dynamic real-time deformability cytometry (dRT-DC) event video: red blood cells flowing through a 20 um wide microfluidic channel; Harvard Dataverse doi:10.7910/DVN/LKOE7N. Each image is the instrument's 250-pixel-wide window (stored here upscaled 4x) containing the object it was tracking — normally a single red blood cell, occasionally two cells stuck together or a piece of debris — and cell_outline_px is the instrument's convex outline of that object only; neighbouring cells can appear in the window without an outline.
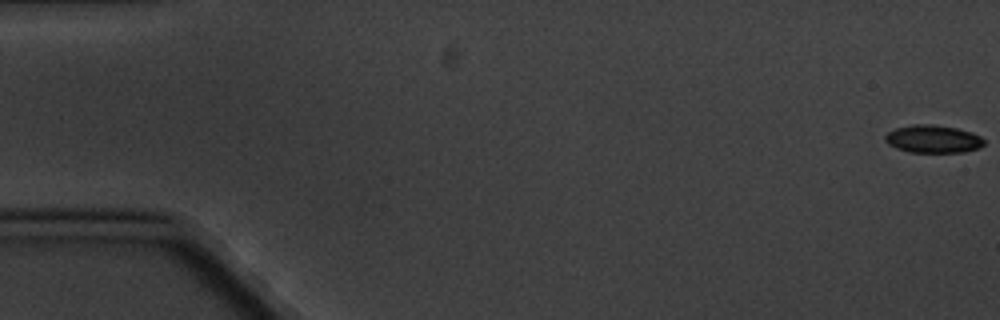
{"species": "common noctule bat (a hibernating species)", "species_latin": "Nyctalus noctula", "temperature_condition": "cold", "stored_images_in_passage": 7, "camera_frame_rate_fps": 3000, "um_per_image_px": 0.085, "animal": {"sex": "male", "body_mass_g": 20.1, "forearm_length_mm": 53.5}, "frame": {"image": 1, "passage_image": 1, "time_ms": 0.0, "image_size_px": [1000, 320], "cell_outline_px": [[984, 144], [980, 148], [964, 152], [908, 152], [896, 148], [888, 144], [884, 140], [884, 136], [888, 132], [896, 128], [912, 124], [932, 124], [956, 128], [972, 132], [980, 136], [984, 140]], "centroid_in_image_um": [79.3, 11.81], "position_along_channel_um": 5.7, "area_um2": 16.13}}
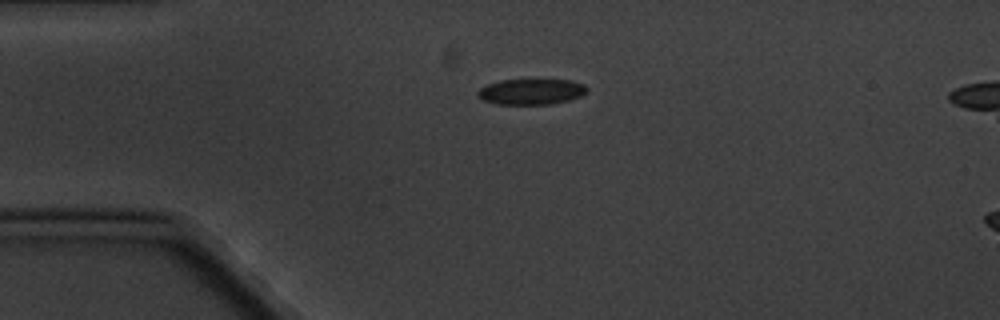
{"frame": {"image": 2, "passage_image": 7, "time_ms": 7.0, "image_size_px": [1000, 320], "cell_outline_px": [[588, 88], [580, 96], [568, 100], [552, 104], [496, 104], [484, 100], [476, 96], [476, 92], [480, 88], [488, 84], [500, 80], [572, 80], [584, 84]], "centroid_in_image_um": [45.13, 7.79], "position_along_channel_um": 39.9, "area_um2": 16.3}}